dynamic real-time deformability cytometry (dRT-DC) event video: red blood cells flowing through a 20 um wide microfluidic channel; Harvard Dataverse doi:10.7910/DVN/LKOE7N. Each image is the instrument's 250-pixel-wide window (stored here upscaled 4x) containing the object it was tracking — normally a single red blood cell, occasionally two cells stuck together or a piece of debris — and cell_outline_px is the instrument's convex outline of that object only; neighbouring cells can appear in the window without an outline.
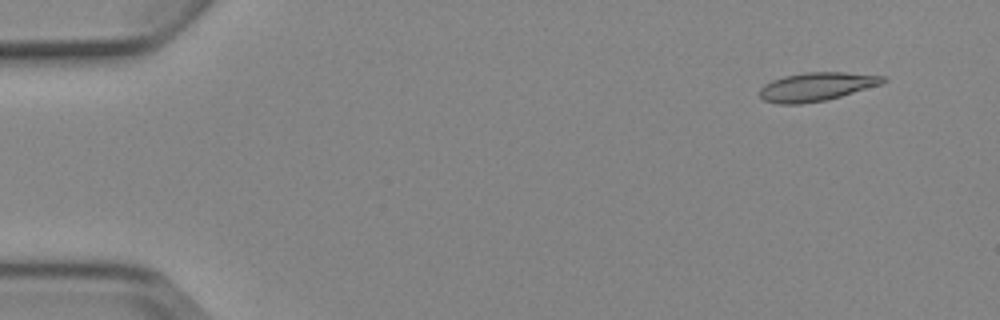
{"species": "Egyptian fruit bat (a non-hibernating species)", "species_latin": "Rousettus aegyptiacus", "temperature_condition": "cold", "stored_images_in_passage": 4, "camera_frame_rate_fps": 3000, "um_per_image_px": 0.085, "animal": {"sex": "female"}, "frame": {"image": 1, "passage_image": 1, "time_ms": 0.0, "image_size_px": [1000, 320], "cell_outline_px": [[888, 80], [880, 84], [840, 96], [824, 100], [800, 104], [780, 104], [764, 100], [760, 96], [760, 88], [764, 84], [772, 80], [784, 76], [804, 72], [844, 72], [884, 76]], "centroid_in_image_um": [69.37, 7.36], "position_along_channel_um": 15.6, "area_um2": 20.29}}
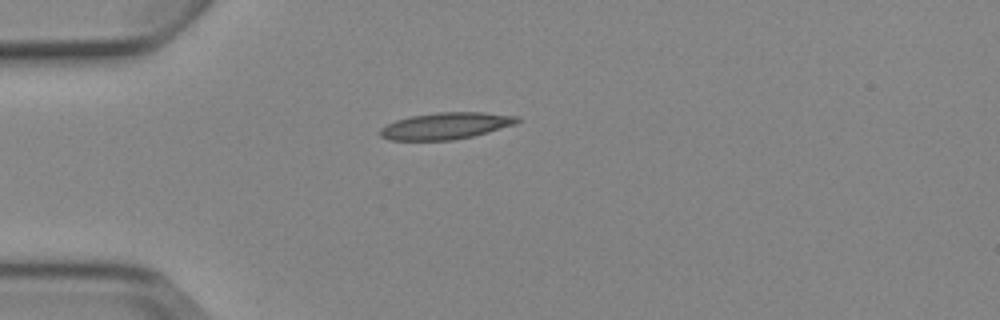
{"frame": {"image": 2, "passage_image": 4, "time_ms": 3.333, "image_size_px": [1000, 320], "cell_outline_px": [[520, 120], [516, 124], [488, 132], [472, 136], [452, 140], [388, 140], [380, 136], [376, 132], [380, 128], [396, 120], [412, 116], [436, 112], [484, 112], [520, 116]], "centroid_in_image_um": [37.89, 10.69], "position_along_channel_um": 47.1, "area_um2": 21.44}}